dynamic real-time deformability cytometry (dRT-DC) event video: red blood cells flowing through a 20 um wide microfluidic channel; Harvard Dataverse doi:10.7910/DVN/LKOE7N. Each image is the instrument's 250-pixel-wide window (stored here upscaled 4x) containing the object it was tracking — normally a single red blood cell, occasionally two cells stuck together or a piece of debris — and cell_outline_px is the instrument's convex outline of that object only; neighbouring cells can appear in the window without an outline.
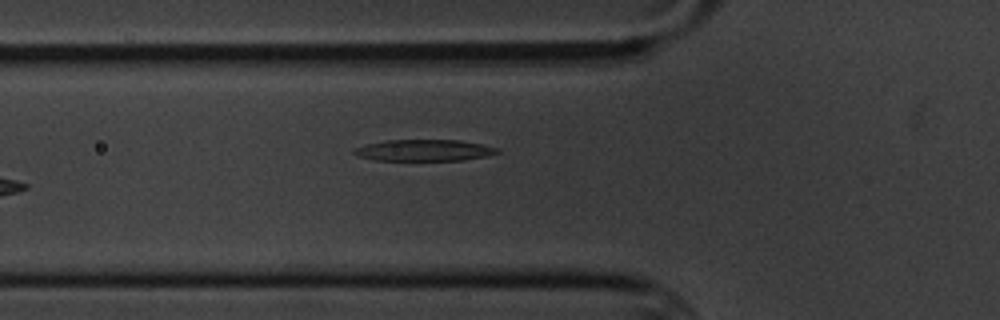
{"species": "common noctule bat (a hibernating species)", "species_latin": "Nyctalus noctula", "temperature_condition": "cold", "stored_images_in_passage": 4, "camera_frame_rate_fps": 3000, "um_per_image_px": 0.085, "animal": {"sex": "male", "body_mass_g": 20.1, "forearm_length_mm": 53.5}, "frame": {"image": 1, "passage_image": 4, "time_ms": 3.333, "image_size_px": [1000, 320], "cell_outline_px": [[500, 152], [484, 156], [464, 160], [376, 160], [360, 156], [352, 152], [352, 148], [364, 144], [384, 140], [460, 140], [484, 144], [500, 148]], "centroid_in_image_um": [36.05, 12.76], "position_along_channel_um": 89.8, "area_um2": 17.98}}